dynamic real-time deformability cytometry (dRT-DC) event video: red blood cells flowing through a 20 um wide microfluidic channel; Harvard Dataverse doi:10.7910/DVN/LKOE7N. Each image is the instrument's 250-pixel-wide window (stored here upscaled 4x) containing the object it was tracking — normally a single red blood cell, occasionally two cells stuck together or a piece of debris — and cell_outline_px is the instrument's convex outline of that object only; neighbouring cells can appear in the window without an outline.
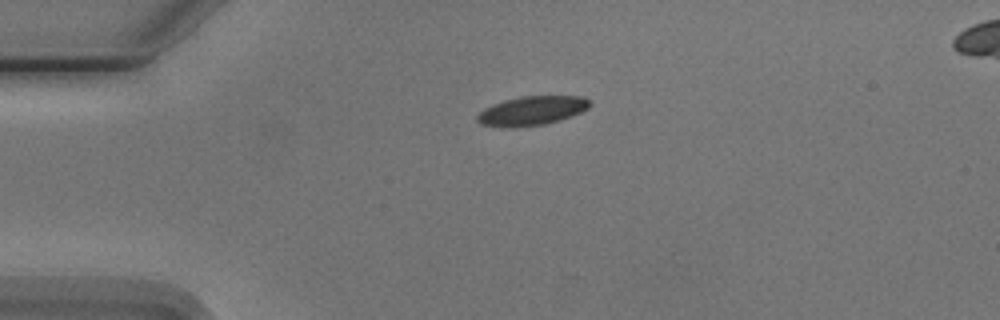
{"species": "Egyptian fruit bat (a non-hibernating species)", "species_latin": "Rousettus aegyptiacus", "temperature_condition": "cold", "stored_images_in_passage": 3, "segment_of_instrument_passage": [1, 2], "camera_frame_rate_fps": 3000, "um_per_image_px": 0.085, "animal": {"sex": "male"}, "frame": {"image": 1, "passage_image": 1, "time_ms": 0.0, "image_size_px": [1000, 320], "cell_outline_px": [[592, 104], [588, 108], [572, 116], [560, 120], [544, 124], [480, 124], [476, 120], [476, 116], [484, 108], [492, 104], [504, 100], [520, 96], [580, 96], [588, 100]], "centroid_in_image_um": [45.27, 9.35], "position_along_channel_um": 39.7, "area_um2": 18.21}}